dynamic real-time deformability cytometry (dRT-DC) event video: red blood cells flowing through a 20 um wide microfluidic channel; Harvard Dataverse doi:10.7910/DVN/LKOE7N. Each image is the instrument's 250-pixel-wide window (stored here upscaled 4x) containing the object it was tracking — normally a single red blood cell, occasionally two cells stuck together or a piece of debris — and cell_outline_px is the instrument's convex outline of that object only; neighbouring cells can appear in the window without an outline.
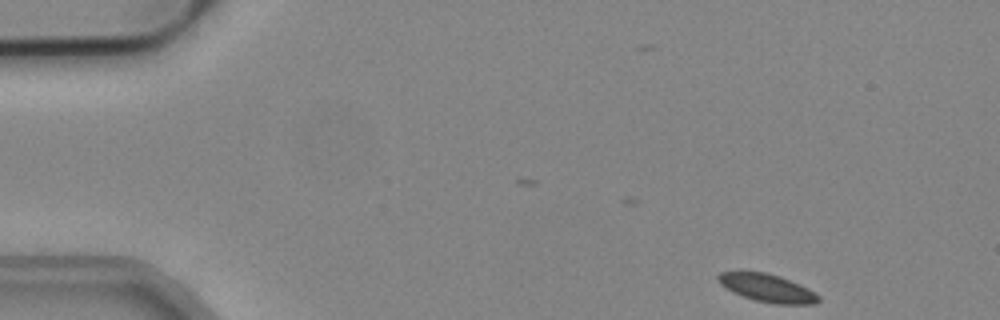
{"species": "common noctule bat (a hibernating species)", "species_latin": "Nyctalus noctula", "temperature_condition": "cold", "stored_images_in_passage": 41, "camera_frame_rate_fps": 3000, "um_per_image_px": 0.085, "animal": {"sex": "male", "body_mass_g": 19.2, "forearm_length_mm": 51.8}, "frame": {"image": 1, "passage_image": 1, "time_ms": 0.0, "image_size_px": [1000, 320], "cell_outline_px": [[820, 300], [816, 304], [776, 304], [756, 300], [732, 292], [724, 288], [716, 280], [716, 276], [720, 272], [764, 272], [780, 276], [800, 284], [808, 288], [820, 296]], "centroid_in_image_um": [65.21, 24.48], "position_along_channel_um": 19.8, "area_um2": 16.36}}
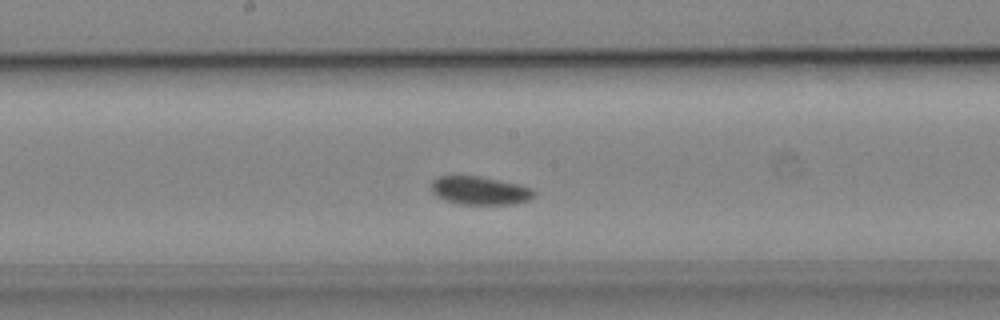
{"frame": {"image": 2, "passage_image": 24, "time_ms": 7.667, "image_size_px": [1000, 320], "cell_outline_px": [[536, 192], [532, 200], [516, 204], [460, 204], [444, 200], [436, 196], [432, 192], [432, 180], [436, 176], [480, 176], [520, 184], [532, 188]], "centroid_in_image_um": [40.82, 16.2], "position_along_channel_um": 207.4, "area_um2": 17.22}}
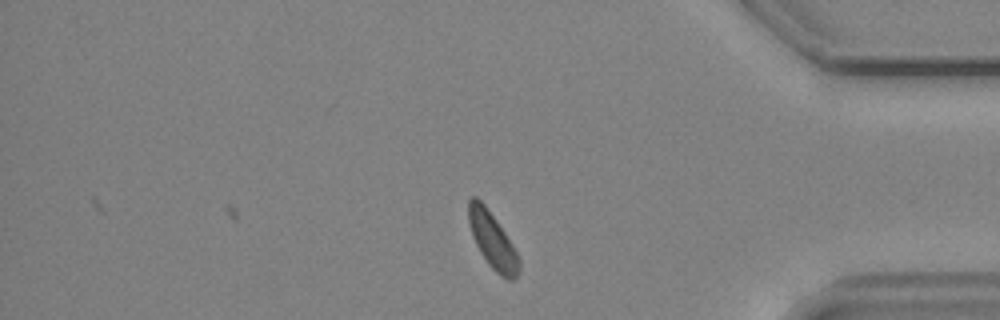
{"frame": {"image": 3, "passage_image": 41, "time_ms": 13.333, "image_size_px": [1000, 320], "cell_outline_px": [[520, 268], [516, 280], [508, 280], [500, 276], [488, 264], [480, 252], [472, 236], [468, 224], [468, 200], [472, 196], [476, 196], [484, 204], [496, 220], [512, 244], [520, 260]], "centroid_in_image_um": [41.85, 20.46], "position_along_channel_um": 393.3, "area_um2": 16.53}}